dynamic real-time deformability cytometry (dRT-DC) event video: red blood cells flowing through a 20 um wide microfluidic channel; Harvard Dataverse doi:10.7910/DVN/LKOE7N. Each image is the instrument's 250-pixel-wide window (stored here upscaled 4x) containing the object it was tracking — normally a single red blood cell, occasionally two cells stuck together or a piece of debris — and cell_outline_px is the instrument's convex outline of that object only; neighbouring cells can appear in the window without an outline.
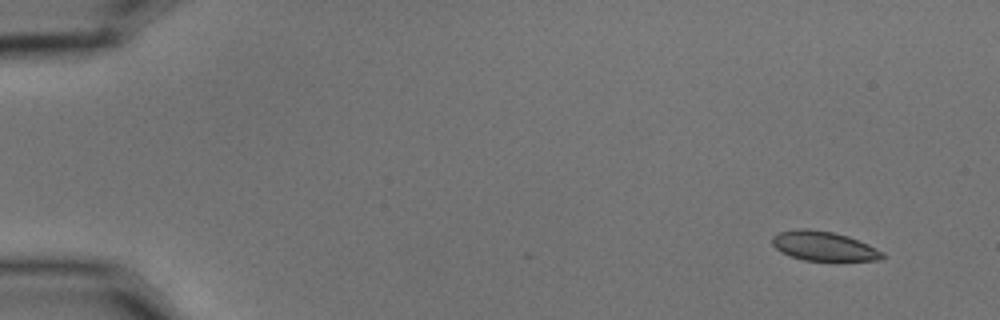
{"species": "common noctule bat (a hibernating species)", "species_latin": "Nyctalus noctula", "temperature_condition": "cold", "stored_images_in_passage": 6, "camera_frame_rate_fps": 3000, "um_per_image_px": 0.085, "animal": {"sex": "male", "body_mass_g": 15.6}, "frame": {"image": 1, "passage_image": 1, "time_ms": 0.0, "image_size_px": [1000, 320], "cell_outline_px": [[884, 256], [880, 260], [836, 264], [804, 260], [780, 252], [772, 244], [772, 236], [780, 232], [796, 228], [808, 228], [832, 232], [848, 236], [868, 244], [884, 252]], "centroid_in_image_um": [70.07, 20.97], "position_along_channel_um": 14.9, "area_um2": 19.88}}
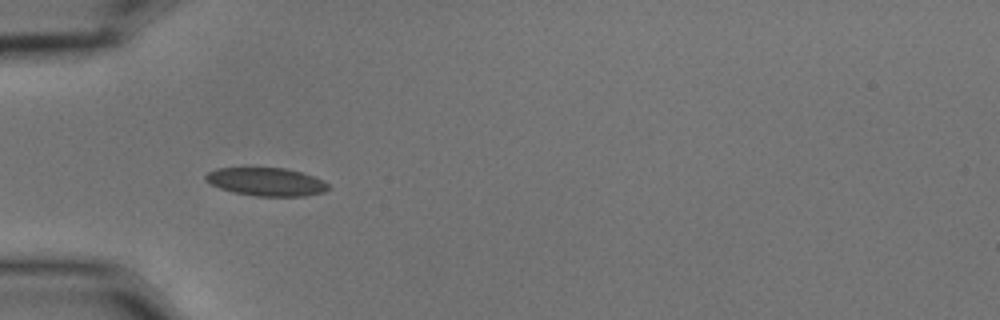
{"frame": {"image": 2, "passage_image": 5, "time_ms": 1.333, "image_size_px": [1000, 320], "cell_outline_px": [[328, 188], [324, 192], [304, 196], [256, 196], [232, 192], [220, 188], [204, 180], [204, 176], [208, 172], [216, 168], [284, 168], [300, 172], [312, 176], [328, 184]], "centroid_in_image_um": [22.58, 15.45], "position_along_channel_um": 62.4, "area_um2": 19.94}}